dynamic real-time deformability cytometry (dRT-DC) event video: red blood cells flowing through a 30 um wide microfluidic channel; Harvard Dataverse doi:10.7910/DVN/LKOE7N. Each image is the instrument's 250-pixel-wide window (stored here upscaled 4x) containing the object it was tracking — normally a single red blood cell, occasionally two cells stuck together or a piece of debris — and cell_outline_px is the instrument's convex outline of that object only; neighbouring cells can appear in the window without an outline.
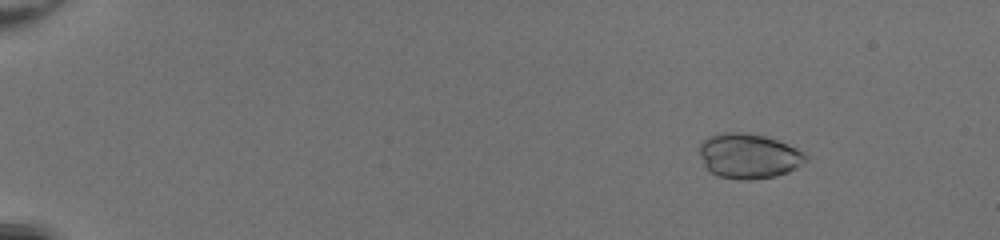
{"species": "common noctule bat (a hibernating species)", "species_latin": "Nyctalus noctula", "temperature_condition": "room temperature", "stored_images_in_passage": 52, "camera_frame_rate_fps": 3000, "um_per_image_px": 0.085, "animal": {"sex": "female", "body_mass_g": 20.0, "forearm_length_mm": 54.0}, "frame": {"image": 1, "passage_image": 8, "time_ms": 2.333, "image_size_px": [1000, 240], "cell_outline_px": [[808, 160], [796, 168], [788, 172], [776, 176], [752, 180], [736, 180], [720, 176], [712, 172], [704, 164], [700, 152], [700, 144], [708, 136], [720, 132], [748, 132], [764, 136], [776, 140], [796, 148], [808, 156]], "centroid_in_image_um": [63.65, 13.26], "position_along_channel_um": 21.3, "area_um2": 27.86}}
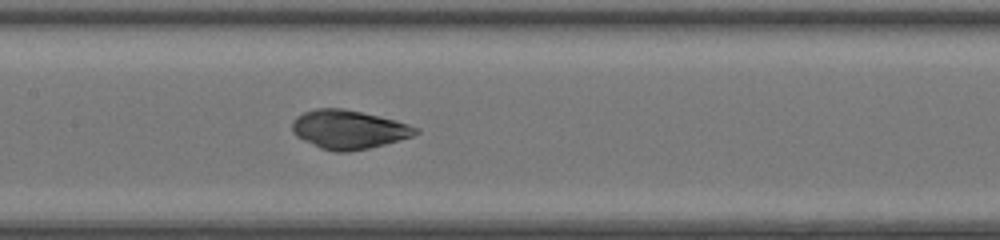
{"frame": {"image": 2, "passage_image": 29, "time_ms": 9.333, "image_size_px": [1000, 240], "cell_outline_px": [[420, 132], [412, 136], [400, 140], [368, 148], [348, 152], [336, 152], [320, 148], [296, 136], [292, 132], [292, 120], [296, 116], [304, 112], [316, 108], [344, 108], [396, 120], [420, 128]], "centroid_in_image_um": [29.63, 11.0], "position_along_channel_um": 177.8, "area_um2": 27.98}}
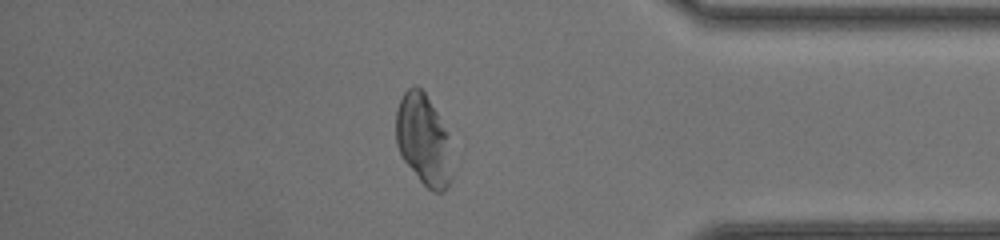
{"frame": {"image": 3, "passage_image": 46, "time_ms": 15.0, "image_size_px": [1000, 240], "cell_outline_px": [[448, 188], [444, 192], [432, 192], [420, 180], [404, 160], [396, 144], [396, 108], [404, 92], [412, 84], [416, 84], [424, 92], [448, 132]], "centroid_in_image_um": [35.93, 11.83], "position_along_channel_um": 399.3, "area_um2": 28.9}, "authors_computed_cell_mechanics": {"area_um2": 27.8307, "velocity_mm_per_s": 4.2234, "shape_relaxation_time_tau1_ms": 8.9227, "shape_relaxation_time_tau2_ms": null, "deformation_change_tau1": 0.1824, "deformation_change_tau2": null}}